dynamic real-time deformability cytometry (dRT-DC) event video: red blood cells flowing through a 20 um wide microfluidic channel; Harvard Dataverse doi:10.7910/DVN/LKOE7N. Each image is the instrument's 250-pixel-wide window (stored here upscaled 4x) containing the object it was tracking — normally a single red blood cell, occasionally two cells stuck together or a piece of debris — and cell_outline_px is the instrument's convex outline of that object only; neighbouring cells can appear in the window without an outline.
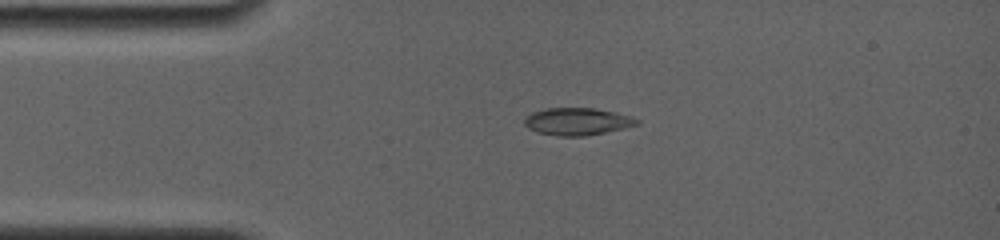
{"species": "common noctule bat (a hibernating species)", "species_latin": "Nyctalus noctula", "temperature_condition": "room temperature", "stored_images_in_passage": 7, "camera_frame_rate_fps": 4000, "um_per_image_px": 0.085, "animal": {"sex": "female", "body_mass_g": 19.0, "forearm_length_mm": 56.7}, "frame": {"image": 1, "passage_image": 3, "time_ms": 1.75, "image_size_px": [1000, 240], "cell_outline_px": [[640, 124], [624, 128], [584, 136], [560, 136], [536, 132], [528, 128], [524, 124], [524, 120], [532, 112], [548, 108], [592, 108], [612, 112], [628, 116], [640, 120]], "centroid_in_image_um": [49.04, 10.33], "position_along_channel_um": 36.0, "area_um2": 17.63}}
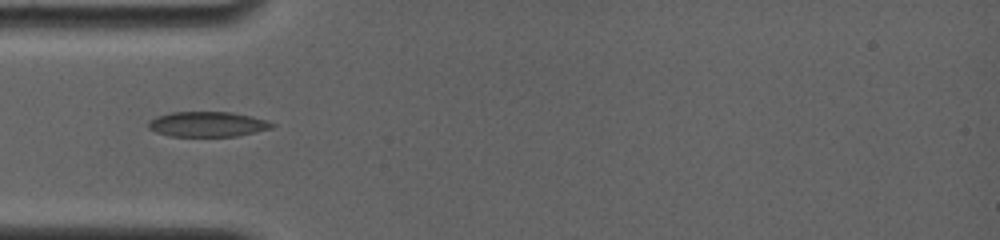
{"frame": {"image": 2, "passage_image": 5, "time_ms": 3.25, "image_size_px": [1000, 240], "cell_outline_px": [[276, 124], [272, 128], [236, 136], [172, 136], [156, 132], [148, 128], [148, 124], [156, 116], [172, 112], [232, 112], [268, 120]], "centroid_in_image_um": [17.66, 10.55], "position_along_channel_um": 67.3, "area_um2": 17.98}}
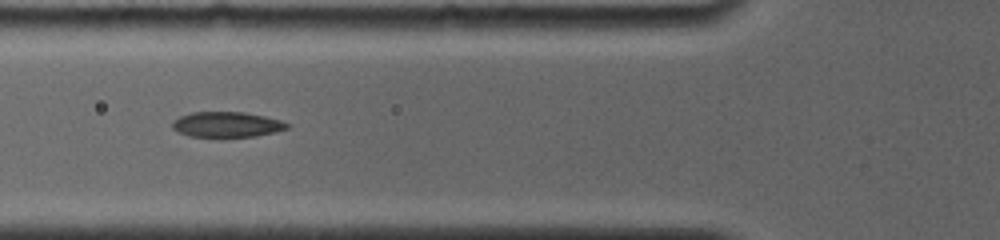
{"frame": {"image": 3, "passage_image": 6, "time_ms": 4.25, "image_size_px": [1000, 240], "cell_outline_px": [[288, 128], [256, 136], [188, 136], [172, 128], [172, 120], [180, 116], [192, 112], [244, 112], [264, 116], [280, 120], [288, 124]], "centroid_in_image_um": [19.24, 10.57], "position_along_channel_um": 106.6, "area_um2": 16.65}}